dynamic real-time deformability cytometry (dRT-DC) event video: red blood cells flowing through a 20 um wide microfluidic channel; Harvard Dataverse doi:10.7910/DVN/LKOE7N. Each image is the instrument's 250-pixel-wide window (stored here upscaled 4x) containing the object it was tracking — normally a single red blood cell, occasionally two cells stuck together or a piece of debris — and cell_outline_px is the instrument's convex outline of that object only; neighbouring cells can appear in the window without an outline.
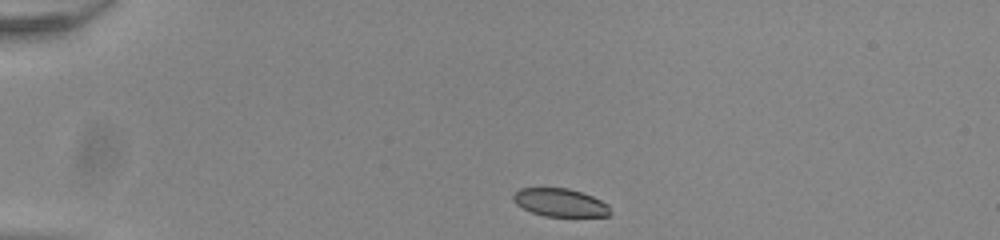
{"species": "common noctule bat (a hibernating species)", "species_latin": "Nyctalus noctula", "temperature_condition": "room temperature", "stored_images_in_passage": 42, "camera_frame_rate_fps": 3000, "um_per_image_px": 0.085, "animal": {"sex": "male", "body_mass_g": 20.0, "forearm_length_mm": 53.3}, "frame": {"image": 1, "passage_image": 1, "time_ms": 0.0, "image_size_px": [1000, 240], "cell_outline_px": [[612, 212], [608, 216], [544, 216], [532, 212], [516, 204], [512, 200], [512, 196], [520, 188], [568, 188], [592, 196], [608, 204]], "centroid_in_image_um": [47.62, 17.22], "position_along_channel_um": 37.4, "area_um2": 15.78}}
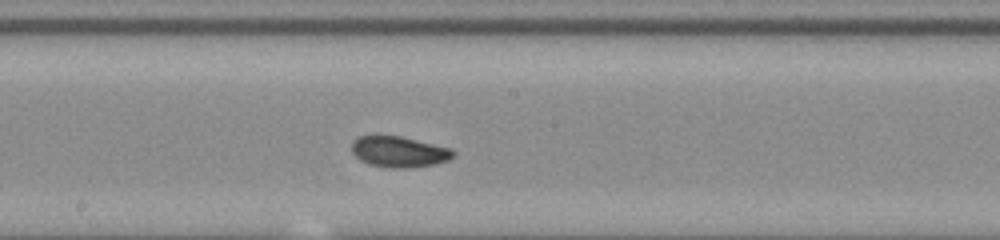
{"frame": {"image": 2, "passage_image": 19, "time_ms": 6.0, "image_size_px": [1000, 240], "cell_outline_px": [[456, 152], [448, 160], [436, 164], [412, 168], [388, 168], [368, 164], [360, 160], [352, 152], [352, 140], [360, 136], [400, 136], [452, 148]], "centroid_in_image_um": [33.93, 12.91], "position_along_channel_um": 214.3, "area_um2": 18.38}}
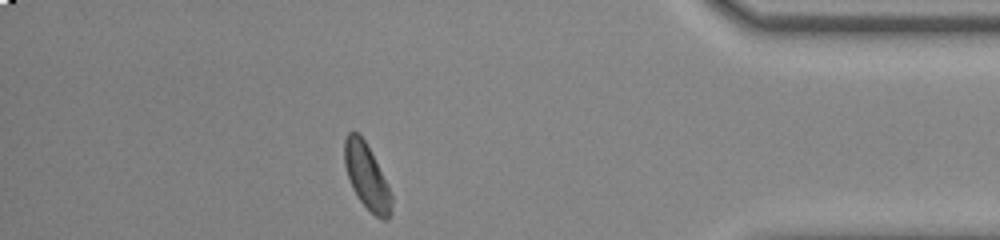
{"frame": {"image": 3, "passage_image": 36, "time_ms": 11.667, "image_size_px": [1000, 240], "cell_outline_px": [[392, 200], [388, 220], [380, 220], [360, 200], [352, 188], [344, 164], [344, 140], [348, 132], [356, 132], [364, 140], [388, 184], [392, 196]], "centroid_in_image_um": [31.16, 15.01], "position_along_channel_um": 404.0, "area_um2": 17.51}, "authors_computed_cell_mechanics": {"area_um2": 18.1781, "velocity_mm_per_s": 3.9156, "shape_relaxation_time_tau1_ms": 3.1606, "shape_relaxation_time_tau2_ms": 1.4342, "deformation_change_tau1": 0.0996, "deformation_change_tau2": 0.0587}}